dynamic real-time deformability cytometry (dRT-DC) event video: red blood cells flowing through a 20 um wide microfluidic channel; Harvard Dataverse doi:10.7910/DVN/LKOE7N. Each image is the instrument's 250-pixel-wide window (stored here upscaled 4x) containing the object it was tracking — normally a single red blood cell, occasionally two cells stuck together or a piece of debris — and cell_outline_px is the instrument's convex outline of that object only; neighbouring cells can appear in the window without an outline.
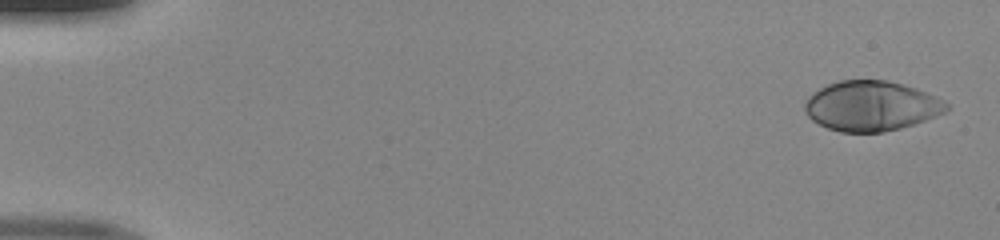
{"species": "human", "species_latin": "Homo sapiens", "temperature_condition": "room temperature", "stored_images_in_passage": 16, "camera_frame_rate_fps": 3000, "um_per_image_px": 0.085, "donor": {"sex": "male"}, "frame": {"image": 1, "passage_image": 1, "time_ms": 0.0, "image_size_px": [1000, 240], "cell_outline_px": [[948, 108], [944, 112], [924, 120], [900, 128], [884, 132], [840, 132], [828, 128], [812, 120], [804, 112], [804, 100], [812, 92], [828, 84], [840, 80], [888, 80], [916, 88], [936, 96], [944, 100], [948, 104]], "centroid_in_image_um": [74.02, 9.0], "position_along_channel_um": 11.0, "area_um2": 41.27}}
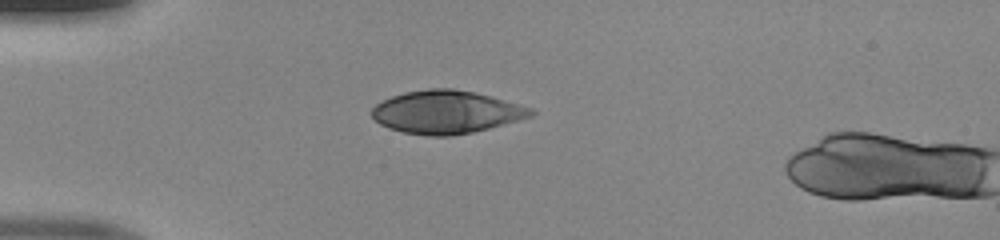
{"frame": {"image": 2, "passage_image": 13, "time_ms": 4.0, "image_size_px": [1000, 240], "cell_outline_px": [[536, 112], [532, 116], [520, 120], [472, 132], [452, 136], [428, 136], [404, 132], [388, 128], [380, 124], [372, 116], [372, 108], [376, 104], [392, 96], [404, 92], [428, 88], [452, 88], [492, 96], [520, 104], [532, 108]], "centroid_in_image_um": [37.95, 9.52], "position_along_channel_um": 47.0, "area_um2": 39.82}}